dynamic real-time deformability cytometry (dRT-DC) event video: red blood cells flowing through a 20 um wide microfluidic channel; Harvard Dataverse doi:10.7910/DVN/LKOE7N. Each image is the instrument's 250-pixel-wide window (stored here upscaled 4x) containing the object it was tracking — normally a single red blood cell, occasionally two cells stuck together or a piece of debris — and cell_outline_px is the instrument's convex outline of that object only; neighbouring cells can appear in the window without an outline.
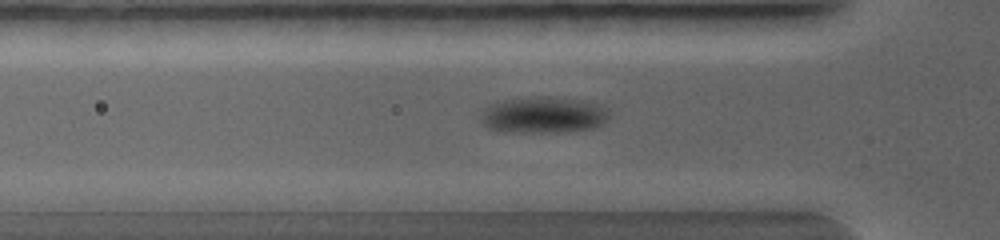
{"species": "common noctule bat (a hibernating species)", "species_latin": "Nyctalus noctula", "temperature_condition": "warm", "stored_images_in_passage": 17, "camera_frame_rate_fps": 5000, "um_per_image_px": 0.085, "animal": {"sex": "female", "body_mass_g": 19.0, "forearm_length_mm": 56.7}, "frame": {"image": 1, "passage_image": 3, "time_ms": 0.6, "image_size_px": [1000, 240], "cell_outline_px": [[608, 116], [596, 128], [568, 132], [496, 132], [488, 128], [480, 120], [480, 116], [484, 108], [488, 104], [504, 100], [532, 96], [548, 96], [592, 100], [604, 104], [608, 108]], "centroid_in_image_um": [46.21, 9.76], "position_along_channel_um": 79.6, "area_um2": 28.15}}
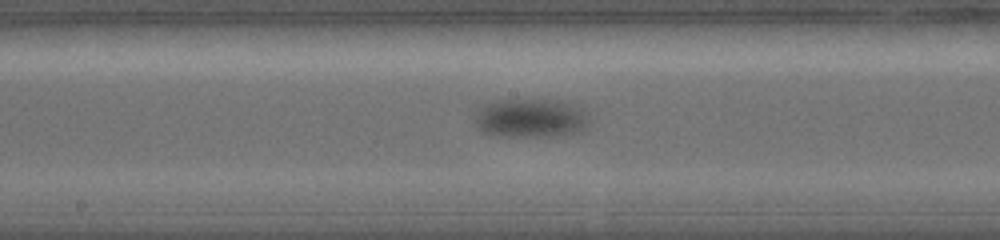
{"frame": {"image": 2, "passage_image": 9, "time_ms": 2.6, "image_size_px": [1000, 240], "cell_outline_px": [[592, 120], [580, 132], [568, 136], [504, 136], [480, 132], [476, 124], [476, 116], [480, 108], [484, 104], [496, 100], [560, 100], [572, 104], [588, 112]], "centroid_in_image_um": [45.18, 10.05], "position_along_channel_um": 203.0, "area_um2": 26.3}}
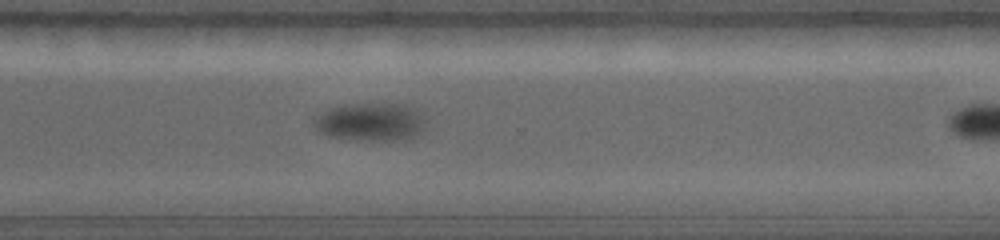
{"frame": {"image": 3, "passage_image": 16, "time_ms": 4.8, "image_size_px": [1000, 240], "cell_outline_px": [[424, 132], [408, 140], [356, 140], [328, 136], [320, 132], [312, 124], [312, 116], [332, 108], [344, 104], [408, 104], [424, 120]], "centroid_in_image_um": [31.47, 10.38], "position_along_channel_um": 339.1, "area_um2": 24.97}}